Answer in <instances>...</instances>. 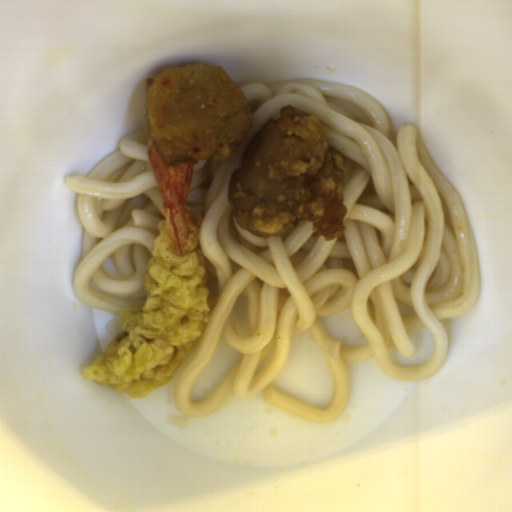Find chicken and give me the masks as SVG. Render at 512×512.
<instances>
[{
    "instance_id": "chicken-1",
    "label": "chicken",
    "mask_w": 512,
    "mask_h": 512,
    "mask_svg": "<svg viewBox=\"0 0 512 512\" xmlns=\"http://www.w3.org/2000/svg\"><path fill=\"white\" fill-rule=\"evenodd\" d=\"M327 136L315 115L290 104L256 130L229 179L239 229L269 238L309 221L327 242L344 235L347 169Z\"/></svg>"
},
{
    "instance_id": "chicken-2",
    "label": "chicken",
    "mask_w": 512,
    "mask_h": 512,
    "mask_svg": "<svg viewBox=\"0 0 512 512\" xmlns=\"http://www.w3.org/2000/svg\"><path fill=\"white\" fill-rule=\"evenodd\" d=\"M146 131L170 163L229 160L251 129L252 105L222 68L179 64L144 82Z\"/></svg>"
}]
</instances>
